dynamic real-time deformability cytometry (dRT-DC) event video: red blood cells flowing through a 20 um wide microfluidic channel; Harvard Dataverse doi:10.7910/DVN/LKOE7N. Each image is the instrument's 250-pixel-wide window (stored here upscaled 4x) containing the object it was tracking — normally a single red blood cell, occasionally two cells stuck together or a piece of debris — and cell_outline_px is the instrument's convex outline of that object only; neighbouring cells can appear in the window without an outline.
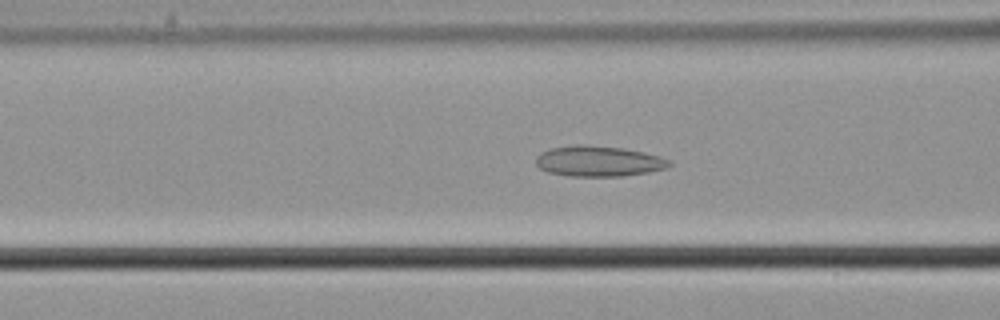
{"species": "common noctule bat (a hibernating species)", "species_latin": "Nyctalus noctula", "temperature_condition": "cold", "stored_images_in_passage": 54, "camera_frame_rate_fps": 3000, "um_per_image_px": 0.085, "animal": {"sex": "male", "body_mass_g": 21.5, "forearm_length_mm": 52.0}, "frame": {"image": 1, "passage_image": 23, "time_ms": 7.333, "image_size_px": [1000, 320], "cell_outline_px": [[672, 164], [668, 168], [648, 172], [620, 176], [568, 176], [548, 172], [540, 168], [536, 164], [536, 156], [540, 152], [552, 148], [580, 144], [624, 148], [644, 152], [660, 156], [672, 160]], "centroid_in_image_um": [50.91, 13.7], "position_along_channel_um": 115.7, "area_um2": 23.87}}
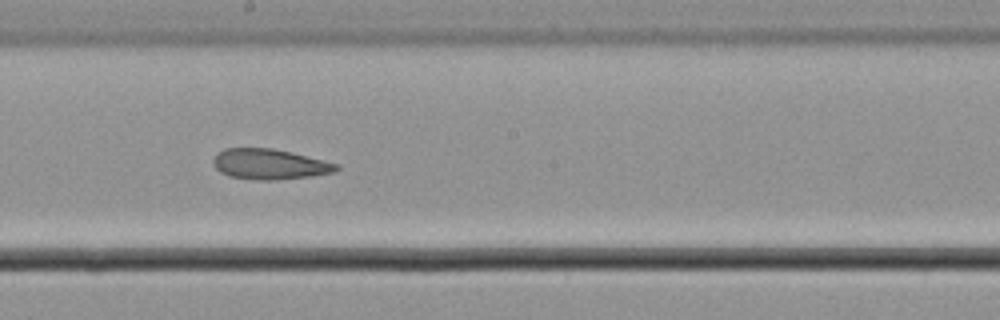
{"frame": {"image": 2, "passage_image": 32, "time_ms": 10.333, "image_size_px": [1000, 320], "cell_outline_px": [[340, 168], [336, 172], [312, 176], [276, 180], [256, 180], [228, 176], [220, 172], [212, 164], [212, 160], [216, 152], [224, 148], [272, 148], [292, 152], [340, 164]], "centroid_in_image_um": [22.91, 13.95], "position_along_channel_um": 225.3, "area_um2": 22.2}}
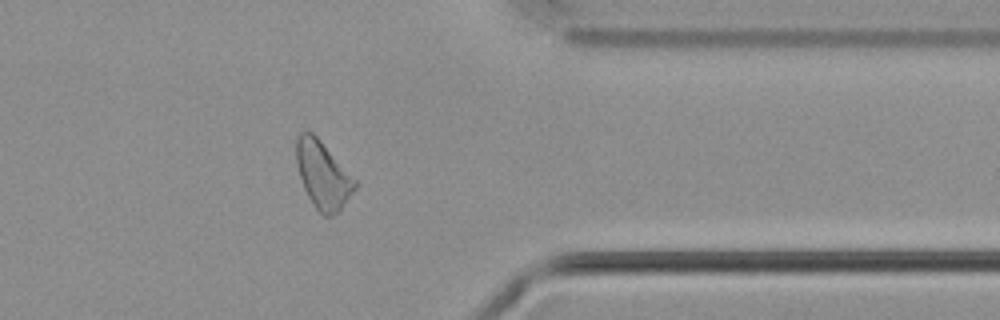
{"frame": {"image": 3, "passage_image": 46, "time_ms": 15.0, "image_size_px": [1000, 320], "cell_outline_px": [[356, 188], [340, 212], [332, 216], [324, 216], [316, 208], [308, 196], [304, 188], [300, 176], [296, 160], [296, 136], [300, 132], [312, 132], [320, 140], [356, 180]], "centroid_in_image_um": [27.45, 14.89], "position_along_channel_um": 384.0, "area_um2": 22.77}, "authors_computed_cell_mechanics": {"area_um2": 23.8136, "velocity_mm_per_s": 3.6571, "shape_relaxation_time_tau1_ms": null, "shape_relaxation_time_tau2_ms": 4.2325, "deformation_change_tau1": null, "deformation_change_tau2": 0.1125}}